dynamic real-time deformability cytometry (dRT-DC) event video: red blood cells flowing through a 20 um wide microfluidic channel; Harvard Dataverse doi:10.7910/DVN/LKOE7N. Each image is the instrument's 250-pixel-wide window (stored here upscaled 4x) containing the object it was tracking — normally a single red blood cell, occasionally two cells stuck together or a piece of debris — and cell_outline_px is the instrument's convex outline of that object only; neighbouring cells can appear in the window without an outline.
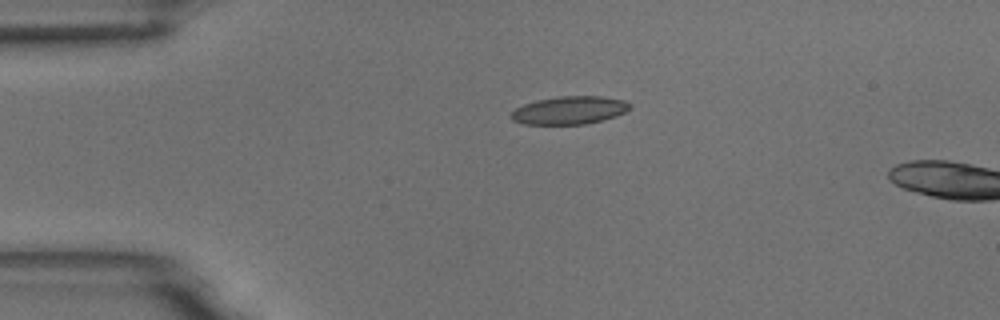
{"species": "common noctule bat (a hibernating species)", "species_latin": "Nyctalus noctula", "temperature_condition": "room temperature", "stored_images_in_passage": 43, "camera_frame_rate_fps": 3000, "um_per_image_px": 0.085, "animal": {"sex": "male", "body_mass_g": 18.8}, "frame": {"image": 1, "passage_image": 1, "time_ms": 0.0, "image_size_px": [1000, 320], "cell_outline_px": [[632, 108], [616, 116], [588, 124], [524, 124], [512, 120], [508, 116], [516, 108], [524, 104], [536, 100], [560, 96], [600, 96], [624, 100], [632, 104]], "centroid_in_image_um": [48.41, 9.37], "position_along_channel_um": 36.6, "area_um2": 19.48}}
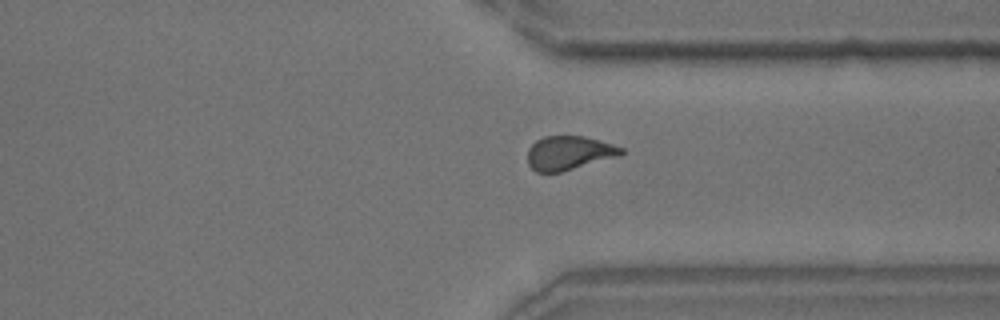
{"frame": {"image": 2, "passage_image": 30, "time_ms": 9.667, "image_size_px": [1000, 320], "cell_outline_px": [[624, 152], [620, 156], [560, 172], [536, 172], [528, 164], [528, 148], [536, 140], [544, 136], [584, 136], [600, 140], [624, 148]], "centroid_in_image_um": [48.37, 12.99], "position_along_channel_um": 363.0, "area_um2": 18.55}}
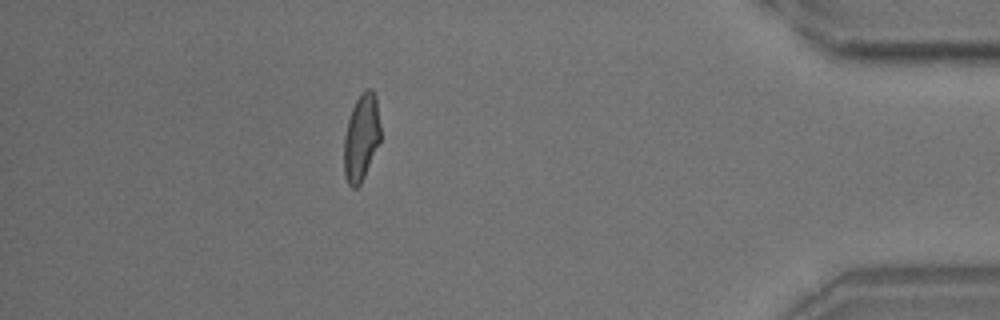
{"frame": {"image": 3, "passage_image": 37, "time_ms": 12.0, "image_size_px": [1000, 320], "cell_outline_px": [[380, 140], [364, 176], [360, 184], [356, 188], [352, 188], [348, 184], [344, 176], [344, 136], [348, 120], [352, 108], [360, 92], [364, 88], [372, 88], [376, 96], [380, 124]], "centroid_in_image_um": [30.7, 11.65], "position_along_channel_um": 404.5, "area_um2": 18.55}, "authors_computed_cell_mechanics": {"area_um2": 18.9584, "velocity_mm_per_s": 3.7226, "shape_relaxation_time_tau1_ms": 6.5543, "shape_relaxation_time_tau2_ms": 1.4137, "deformation_change_tau1": 0.1997, "deformation_change_tau2": 0.095}}